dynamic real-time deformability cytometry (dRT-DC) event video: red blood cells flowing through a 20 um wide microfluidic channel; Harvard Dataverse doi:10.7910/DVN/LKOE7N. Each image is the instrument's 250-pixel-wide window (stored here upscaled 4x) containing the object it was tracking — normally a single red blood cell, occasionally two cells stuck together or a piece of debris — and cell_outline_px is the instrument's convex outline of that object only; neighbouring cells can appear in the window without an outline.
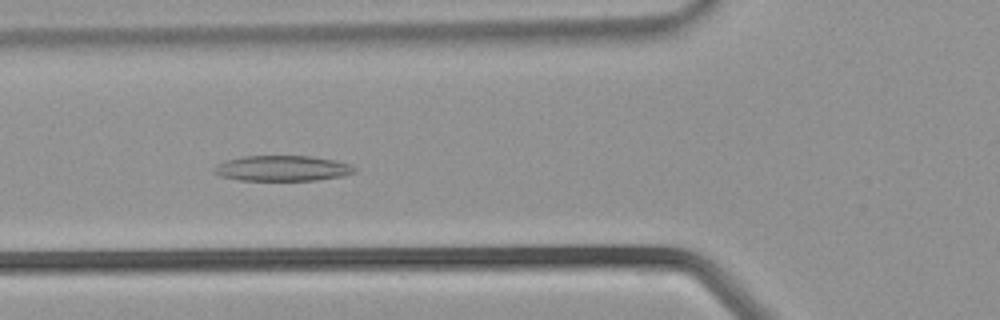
{"species": "common noctule bat (a hibernating species)", "species_latin": "Nyctalus noctula", "temperature_condition": "warm", "stored_images_in_passage": 38, "camera_frame_rate_fps": 3000, "um_per_image_px": 0.085, "animal": {"sex": "male", "body_mass_g": 21.5, "forearm_length_mm": 52.0}, "frame": {"image": 1, "passage_image": 14, "time_ms": 4.333, "image_size_px": [1000, 320], "cell_outline_px": [[356, 172], [344, 176], [316, 180], [240, 180], [220, 176], [212, 172], [212, 168], [216, 164], [224, 160], [244, 156], [312, 156], [336, 160], [352, 164], [356, 168]], "centroid_in_image_um": [24.0, 14.3], "position_along_channel_um": 101.8, "area_um2": 21.15}}
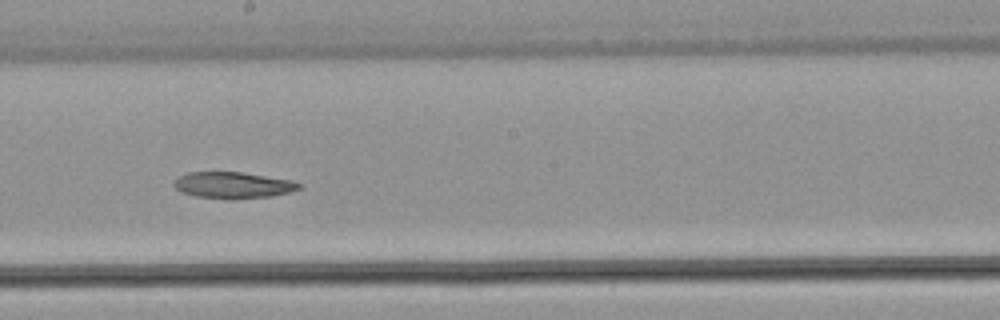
{"frame": {"image": 2, "passage_image": 21, "time_ms": 6.667, "image_size_px": [1000, 320], "cell_outline_px": [[300, 188], [292, 192], [272, 196], [232, 200], [196, 196], [180, 192], [172, 184], [180, 176], [188, 172], [240, 172], [292, 180], [300, 184]], "centroid_in_image_um": [19.81, 15.75], "position_along_channel_um": 228.4, "area_um2": 19.31}}
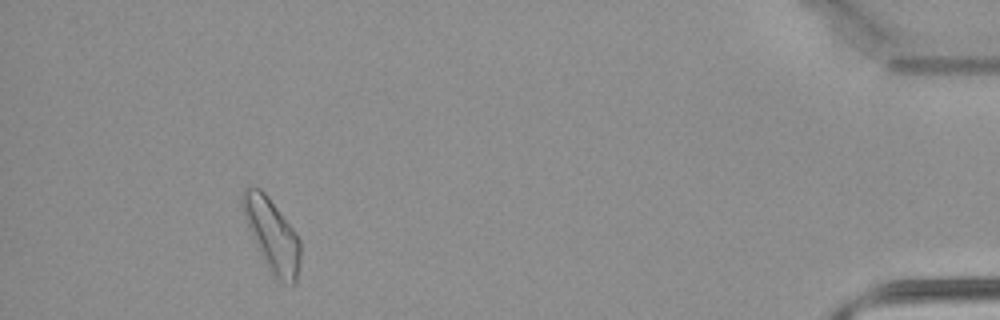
{"frame": {"image": 3, "passage_image": 35, "time_ms": 11.333, "image_size_px": [1000, 320], "cell_outline_px": [[300, 264], [296, 280], [292, 288], [276, 280], [272, 276], [248, 228], [240, 204], [240, 200], [244, 188], [248, 184], [260, 188], [268, 196], [296, 232], [300, 240]], "centroid_in_image_um": [23.12, 19.98], "position_along_channel_um": 412.1, "area_um2": 24.8}}